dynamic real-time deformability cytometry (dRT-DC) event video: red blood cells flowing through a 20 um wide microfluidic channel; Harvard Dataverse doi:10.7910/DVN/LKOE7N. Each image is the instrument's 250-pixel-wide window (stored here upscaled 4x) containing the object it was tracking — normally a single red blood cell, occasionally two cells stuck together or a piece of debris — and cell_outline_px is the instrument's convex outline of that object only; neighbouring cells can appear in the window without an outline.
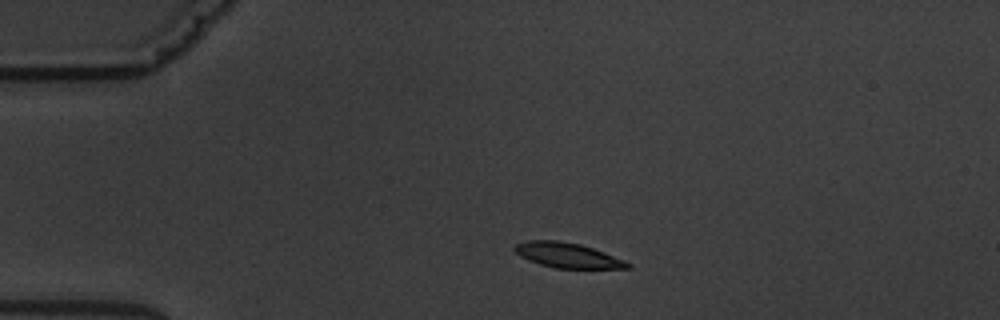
{"species": "common noctule bat (a hibernating species)", "species_latin": "Nyctalus noctula", "temperature_condition": "warm", "stored_images_in_passage": 3, "camera_frame_rate_fps": 3000, "um_per_image_px": 0.085, "animal": {"sex": "male", "body_mass_g": 19.5, "forearm_length_mm": 54.6}, "frame": {"image": 1, "passage_image": 2, "time_ms": 1.333, "image_size_px": [1000, 320], "cell_outline_px": [[632, 268], [556, 268], [540, 264], [528, 260], [520, 256], [512, 248], [516, 244], [528, 240], [556, 240], [580, 244], [604, 252], [624, 260], [632, 264]], "centroid_in_image_um": [48.23, 21.69], "position_along_channel_um": 36.8, "area_um2": 16.36}}